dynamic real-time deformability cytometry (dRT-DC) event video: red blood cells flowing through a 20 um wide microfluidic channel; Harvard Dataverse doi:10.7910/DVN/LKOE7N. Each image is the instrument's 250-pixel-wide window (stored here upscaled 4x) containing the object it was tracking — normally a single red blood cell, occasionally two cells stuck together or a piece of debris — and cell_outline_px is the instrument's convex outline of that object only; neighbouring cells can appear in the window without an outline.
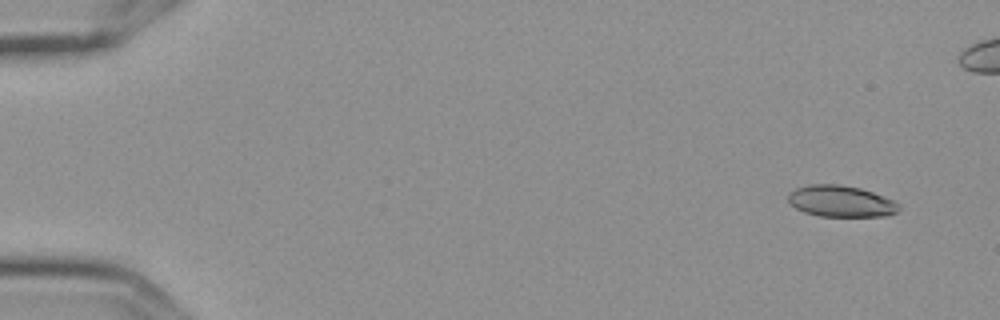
{"species": "Egyptian fruit bat (a non-hibernating species)", "species_latin": "Rousettus aegyptiacus", "temperature_condition": "cold", "stored_images_in_passage": 4, "camera_frame_rate_fps": 3000, "um_per_image_px": 0.085, "frame": {"image": 1, "passage_image": 1, "time_ms": 0.0, "image_size_px": [1000, 320], "cell_outline_px": [[900, 208], [896, 212], [888, 216], [820, 216], [804, 212], [796, 208], [788, 200], [788, 192], [796, 188], [808, 184], [840, 184], [860, 188], [884, 196], [900, 204]], "centroid_in_image_um": [71.47, 17.1], "position_along_channel_um": 13.5, "area_um2": 20.29}}